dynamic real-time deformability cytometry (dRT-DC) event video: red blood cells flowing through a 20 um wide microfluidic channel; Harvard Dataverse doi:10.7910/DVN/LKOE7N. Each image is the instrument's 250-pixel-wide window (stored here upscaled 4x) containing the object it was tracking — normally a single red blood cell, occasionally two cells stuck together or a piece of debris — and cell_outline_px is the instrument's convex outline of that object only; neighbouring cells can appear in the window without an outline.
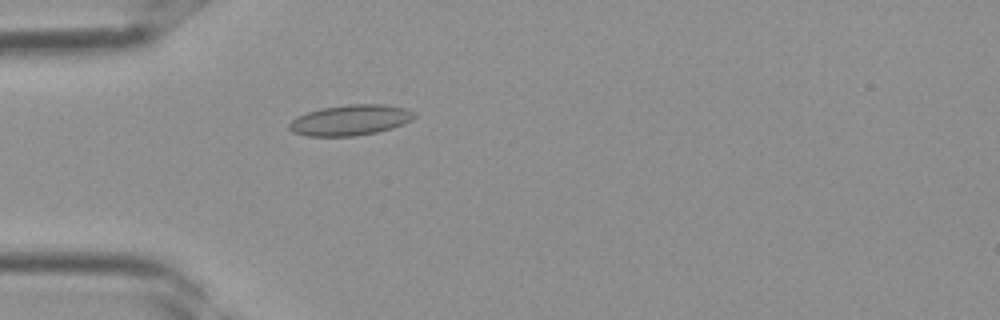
{"species": "Egyptian fruit bat (a non-hibernating species)", "species_latin": "Rousettus aegyptiacus", "temperature_condition": "room temperature", "stored_images_in_passage": 30, "camera_frame_rate_fps": 3000, "um_per_image_px": 0.085, "frame": {"image": 1, "passage_image": 4, "time_ms": 1.0, "image_size_px": [1000, 320], "cell_outline_px": [[416, 116], [412, 120], [392, 128], [376, 132], [356, 136], [308, 136], [292, 132], [288, 128], [288, 124], [296, 116], [320, 108], [348, 104], [384, 104], [408, 108], [416, 112]], "centroid_in_image_um": [29.79, 10.2], "position_along_channel_um": 55.2, "area_um2": 22.54}}
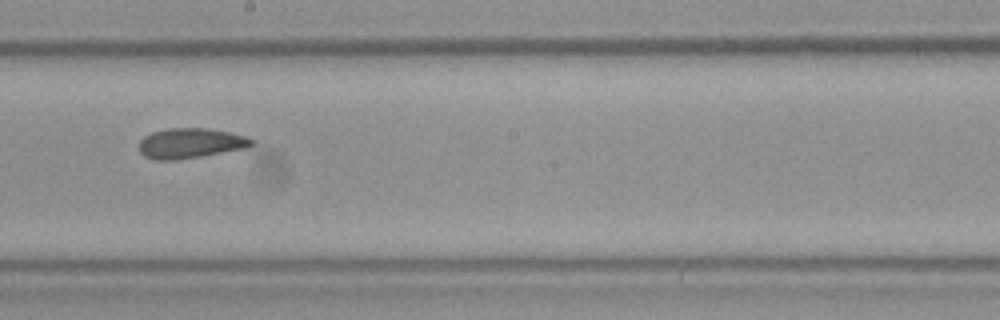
{"frame": {"image": 2, "passage_image": 14, "time_ms": 4.333, "image_size_px": [1000, 320], "cell_outline_px": [[256, 140], [252, 144], [244, 148], [200, 156], [172, 160], [156, 160], [144, 156], [140, 152], [140, 140], [144, 136], [152, 132], [168, 128], [208, 128], [248, 136]], "centroid_in_image_um": [16.18, 12.16], "position_along_channel_um": 232.0, "area_um2": 19.59}}
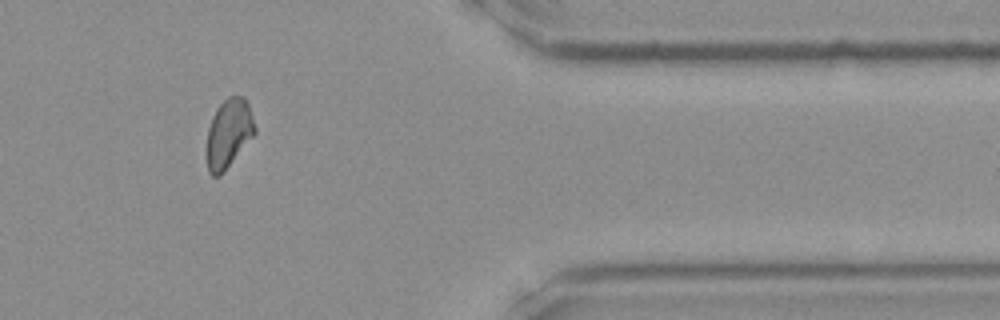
{"frame": {"image": 3, "passage_image": 24, "time_ms": 7.667, "image_size_px": [1000, 320], "cell_outline_px": [[256, 132], [224, 172], [220, 176], [212, 176], [208, 172], [204, 152], [208, 128], [212, 116], [216, 108], [228, 96], [244, 96], [248, 104], [256, 128]], "centroid_in_image_um": [19.38, 11.37], "position_along_channel_um": 392.0, "area_um2": 19.71}}